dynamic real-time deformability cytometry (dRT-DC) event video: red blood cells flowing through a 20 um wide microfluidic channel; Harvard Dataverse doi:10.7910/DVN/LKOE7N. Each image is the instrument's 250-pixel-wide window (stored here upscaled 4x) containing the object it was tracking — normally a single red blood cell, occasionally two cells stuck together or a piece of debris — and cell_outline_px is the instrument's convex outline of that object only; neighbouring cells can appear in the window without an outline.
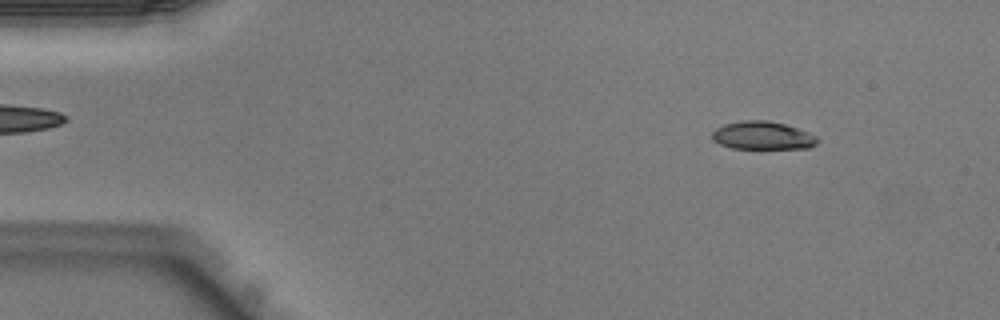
{"species": "Egyptian fruit bat (a non-hibernating species)", "species_latin": "Rousettus aegyptiacus", "temperature_condition": "warm", "stored_images_in_passage": 42, "camera_frame_rate_fps": 3000, "um_per_image_px": 0.085, "animal": {"sex": "male"}, "frame": {"image": 1, "passage_image": 5, "time_ms": 1.333, "image_size_px": [1000, 320], "cell_outline_px": [[820, 140], [816, 144], [808, 148], [732, 148], [720, 144], [712, 140], [712, 132], [716, 128], [724, 124], [744, 120], [768, 120], [784, 124], [808, 132], [816, 136]], "centroid_in_image_um": [64.81, 11.51], "position_along_channel_um": 20.2, "area_um2": 17.17}}
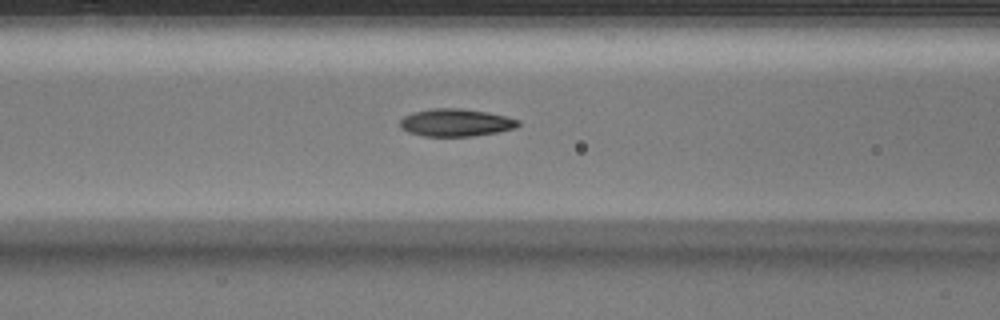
{"frame": {"image": 2, "passage_image": 17, "time_ms": 5.333, "image_size_px": [1000, 320], "cell_outline_px": [[520, 124], [516, 128], [496, 132], [472, 136], [424, 136], [408, 132], [400, 128], [400, 120], [404, 116], [412, 112], [436, 108], [460, 108], [488, 112], [520, 120]], "centroid_in_image_um": [38.73, 10.42], "position_along_channel_um": 127.9, "area_um2": 18.96}}
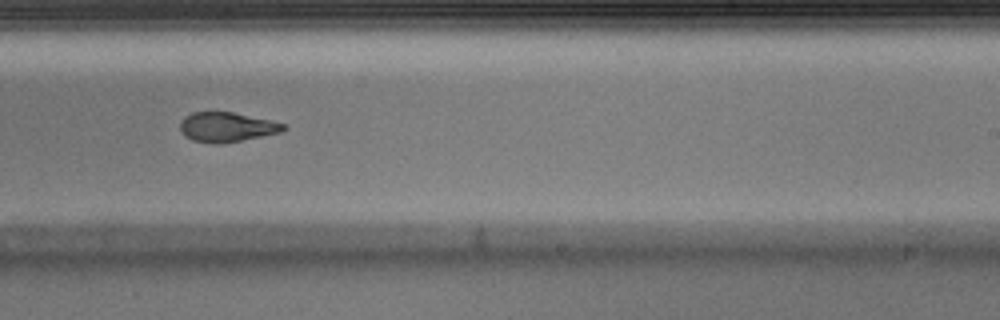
{"frame": {"image": 3, "passage_image": 26, "time_ms": 8.333, "image_size_px": [1000, 320], "cell_outline_px": [[288, 128], [280, 132], [220, 144], [212, 144], [192, 140], [184, 136], [180, 128], [180, 120], [184, 116], [192, 112], [232, 112], [268, 120], [284, 124]], "centroid_in_image_um": [19.21, 10.8], "position_along_channel_um": 269.8, "area_um2": 17.69}}